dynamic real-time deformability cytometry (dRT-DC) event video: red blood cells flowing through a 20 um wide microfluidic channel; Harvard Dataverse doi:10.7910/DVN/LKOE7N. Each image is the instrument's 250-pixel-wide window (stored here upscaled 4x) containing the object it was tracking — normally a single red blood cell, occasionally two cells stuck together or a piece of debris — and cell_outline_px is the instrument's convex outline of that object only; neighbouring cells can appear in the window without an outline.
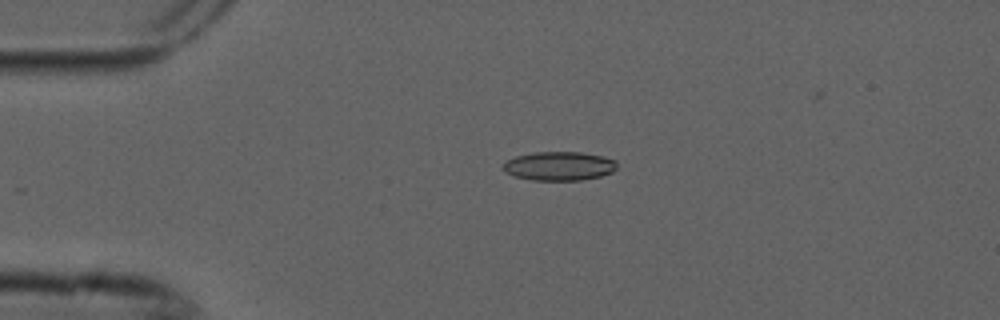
{"species": "common noctule bat (a hibernating species)", "species_latin": "Nyctalus noctula", "temperature_condition": "cold", "stored_images_in_passage": 5, "camera_frame_rate_fps": 3000, "um_per_image_px": 0.085, "animal": {"sex": "male", "forearm_length_mm": 52.5}, "frame": {"image": 1, "passage_image": 4, "time_ms": 1.0, "image_size_px": [1000, 320], "cell_outline_px": [[616, 168], [612, 172], [600, 176], [580, 180], [532, 180], [516, 176], [504, 172], [500, 168], [500, 164], [516, 156], [536, 152], [580, 152], [604, 156], [616, 160]], "centroid_in_image_um": [47.5, 14.11], "position_along_channel_um": 37.5, "area_um2": 19.25}}